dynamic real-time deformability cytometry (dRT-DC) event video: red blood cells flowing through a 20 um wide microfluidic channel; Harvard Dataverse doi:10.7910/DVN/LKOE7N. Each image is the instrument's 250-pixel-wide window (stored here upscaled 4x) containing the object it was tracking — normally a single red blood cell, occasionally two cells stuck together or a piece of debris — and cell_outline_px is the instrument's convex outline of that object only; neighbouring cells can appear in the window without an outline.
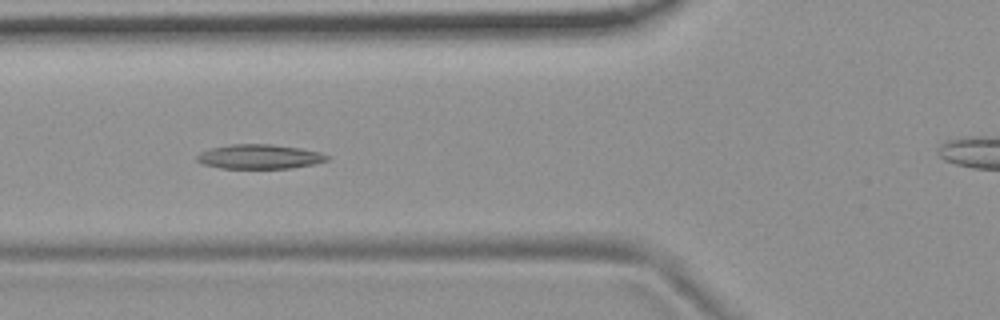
{"species": "common noctule bat (a hibernating species)", "species_latin": "Nyctalus noctula", "temperature_condition": "room temperature", "stored_images_in_passage": 11, "camera_frame_rate_fps": 3000, "um_per_image_px": 0.085, "animal": {"sex": "female", "body_mass_g": 19.9}, "frame": {"image": 1, "passage_image": 8, "time_ms": 2.333, "image_size_px": [1000, 320], "cell_outline_px": [[332, 156], [328, 160], [312, 164], [292, 168], [220, 168], [204, 164], [196, 160], [196, 156], [200, 152], [212, 148], [232, 144], [272, 144], [300, 148], [320, 152]], "centroid_in_image_um": [22.08, 13.31], "position_along_channel_um": 103.7, "area_um2": 18.5}}
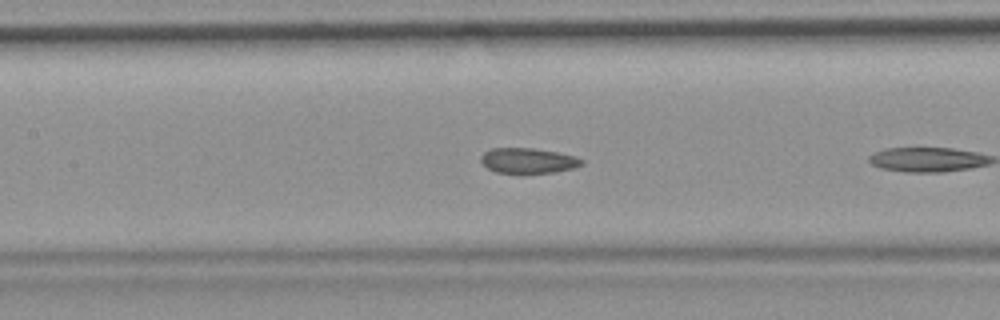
{"frame": {"image": 2, "passage_image": 10, "time_ms": 3.0, "image_size_px": [1000, 320], "cell_outline_px": [[584, 164], [572, 168], [556, 172], [520, 176], [496, 172], [488, 168], [480, 160], [480, 156], [484, 152], [492, 148], [532, 148], [556, 152], [576, 156], [584, 160]], "centroid_in_image_um": [44.88, 13.7], "position_along_channel_um": 162.5, "area_um2": 15.49}}